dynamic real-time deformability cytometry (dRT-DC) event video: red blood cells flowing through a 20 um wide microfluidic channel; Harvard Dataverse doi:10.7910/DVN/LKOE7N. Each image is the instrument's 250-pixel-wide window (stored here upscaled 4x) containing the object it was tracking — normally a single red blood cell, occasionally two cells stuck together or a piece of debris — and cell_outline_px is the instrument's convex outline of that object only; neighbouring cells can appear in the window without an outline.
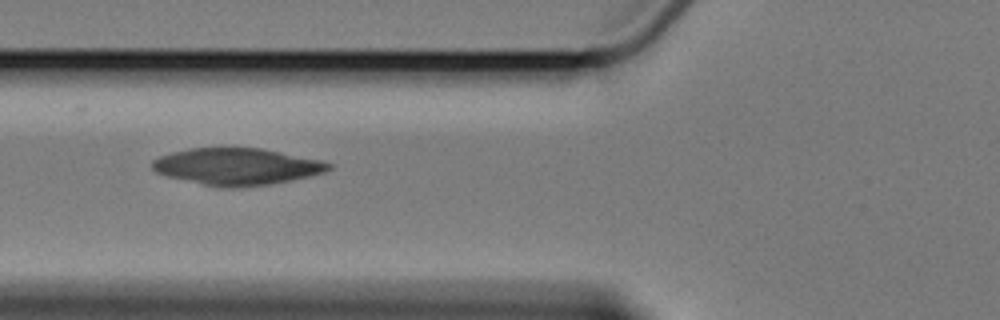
{"species": "Egyptian fruit bat (a non-hibernating species)", "species_latin": "Rousettus aegyptiacus", "temperature_condition": "cold", "stored_images_in_passage": 3, "camera_frame_rate_fps": 3000, "um_per_image_px": 0.085, "animal": {"sex": "female"}, "frame": {"image": 1, "passage_image": 2, "time_ms": 1.333, "image_size_px": [1000, 320], "cell_outline_px": [[332, 168], [324, 172], [308, 176], [268, 184], [232, 188], [228, 188], [204, 184], [168, 176], [156, 172], [152, 168], [152, 160], [160, 156], [172, 152], [188, 148], [260, 148], [320, 160], [332, 164]], "centroid_in_image_um": [20.11, 14.14], "position_along_channel_um": 105.7, "area_um2": 37.22}}